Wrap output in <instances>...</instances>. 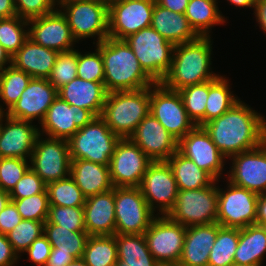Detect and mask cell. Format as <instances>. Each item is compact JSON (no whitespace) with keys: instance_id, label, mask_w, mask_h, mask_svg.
Segmentation results:
<instances>
[{"instance_id":"cell-1","label":"cell","mask_w":266,"mask_h":266,"mask_svg":"<svg viewBox=\"0 0 266 266\" xmlns=\"http://www.w3.org/2000/svg\"><path fill=\"white\" fill-rule=\"evenodd\" d=\"M227 158L259 147L266 141V120L242 101L202 126Z\"/></svg>"},{"instance_id":"cell-2","label":"cell","mask_w":266,"mask_h":266,"mask_svg":"<svg viewBox=\"0 0 266 266\" xmlns=\"http://www.w3.org/2000/svg\"><path fill=\"white\" fill-rule=\"evenodd\" d=\"M96 45L103 59V82L108 93L139 90L156 83L143 70L125 40L107 37Z\"/></svg>"},{"instance_id":"cell-3","label":"cell","mask_w":266,"mask_h":266,"mask_svg":"<svg viewBox=\"0 0 266 266\" xmlns=\"http://www.w3.org/2000/svg\"><path fill=\"white\" fill-rule=\"evenodd\" d=\"M211 45L210 36H199L193 41L175 45L170 70L161 83L170 90L178 91L216 79L219 75L209 70Z\"/></svg>"},{"instance_id":"cell-4","label":"cell","mask_w":266,"mask_h":266,"mask_svg":"<svg viewBox=\"0 0 266 266\" xmlns=\"http://www.w3.org/2000/svg\"><path fill=\"white\" fill-rule=\"evenodd\" d=\"M150 87L107 95L101 118L120 138H129L150 113Z\"/></svg>"},{"instance_id":"cell-5","label":"cell","mask_w":266,"mask_h":266,"mask_svg":"<svg viewBox=\"0 0 266 266\" xmlns=\"http://www.w3.org/2000/svg\"><path fill=\"white\" fill-rule=\"evenodd\" d=\"M140 62L143 70L156 82L169 72L175 45L154 28L147 27L124 39Z\"/></svg>"},{"instance_id":"cell-6","label":"cell","mask_w":266,"mask_h":266,"mask_svg":"<svg viewBox=\"0 0 266 266\" xmlns=\"http://www.w3.org/2000/svg\"><path fill=\"white\" fill-rule=\"evenodd\" d=\"M119 140L100 116L95 117L68 140L70 157L109 166Z\"/></svg>"},{"instance_id":"cell-7","label":"cell","mask_w":266,"mask_h":266,"mask_svg":"<svg viewBox=\"0 0 266 266\" xmlns=\"http://www.w3.org/2000/svg\"><path fill=\"white\" fill-rule=\"evenodd\" d=\"M212 185L195 190H178L167 216L185 227L217 222L218 188Z\"/></svg>"},{"instance_id":"cell-8","label":"cell","mask_w":266,"mask_h":266,"mask_svg":"<svg viewBox=\"0 0 266 266\" xmlns=\"http://www.w3.org/2000/svg\"><path fill=\"white\" fill-rule=\"evenodd\" d=\"M71 33L76 41L95 37L96 44L109 37L108 2L106 0H81L61 4Z\"/></svg>"},{"instance_id":"cell-9","label":"cell","mask_w":266,"mask_h":266,"mask_svg":"<svg viewBox=\"0 0 266 266\" xmlns=\"http://www.w3.org/2000/svg\"><path fill=\"white\" fill-rule=\"evenodd\" d=\"M149 112L178 142L196 126L188 117L179 92L161 82L150 86Z\"/></svg>"},{"instance_id":"cell-10","label":"cell","mask_w":266,"mask_h":266,"mask_svg":"<svg viewBox=\"0 0 266 266\" xmlns=\"http://www.w3.org/2000/svg\"><path fill=\"white\" fill-rule=\"evenodd\" d=\"M115 234H144L154 219L139 187H114Z\"/></svg>"},{"instance_id":"cell-11","label":"cell","mask_w":266,"mask_h":266,"mask_svg":"<svg viewBox=\"0 0 266 266\" xmlns=\"http://www.w3.org/2000/svg\"><path fill=\"white\" fill-rule=\"evenodd\" d=\"M155 0H111L108 2L109 37L124 40L151 26Z\"/></svg>"},{"instance_id":"cell-12","label":"cell","mask_w":266,"mask_h":266,"mask_svg":"<svg viewBox=\"0 0 266 266\" xmlns=\"http://www.w3.org/2000/svg\"><path fill=\"white\" fill-rule=\"evenodd\" d=\"M152 162L130 138H120L109 164L113 187H139Z\"/></svg>"},{"instance_id":"cell-13","label":"cell","mask_w":266,"mask_h":266,"mask_svg":"<svg viewBox=\"0 0 266 266\" xmlns=\"http://www.w3.org/2000/svg\"><path fill=\"white\" fill-rule=\"evenodd\" d=\"M40 137L29 160L30 168L46 185L67 178L71 168L68 141L49 137L44 140Z\"/></svg>"},{"instance_id":"cell-14","label":"cell","mask_w":266,"mask_h":266,"mask_svg":"<svg viewBox=\"0 0 266 266\" xmlns=\"http://www.w3.org/2000/svg\"><path fill=\"white\" fill-rule=\"evenodd\" d=\"M228 184L226 191L218 187L217 223L239 229L255 224L259 195L230 181Z\"/></svg>"},{"instance_id":"cell-15","label":"cell","mask_w":266,"mask_h":266,"mask_svg":"<svg viewBox=\"0 0 266 266\" xmlns=\"http://www.w3.org/2000/svg\"><path fill=\"white\" fill-rule=\"evenodd\" d=\"M139 189L153 212L159 206L157 208L161 215H167L178 195L177 182L168 162H152L141 180ZM154 203L159 204L154 206Z\"/></svg>"},{"instance_id":"cell-16","label":"cell","mask_w":266,"mask_h":266,"mask_svg":"<svg viewBox=\"0 0 266 266\" xmlns=\"http://www.w3.org/2000/svg\"><path fill=\"white\" fill-rule=\"evenodd\" d=\"M186 229L187 227L173 221L167 215L154 217L144 235L148 249L156 261L179 262Z\"/></svg>"},{"instance_id":"cell-17","label":"cell","mask_w":266,"mask_h":266,"mask_svg":"<svg viewBox=\"0 0 266 266\" xmlns=\"http://www.w3.org/2000/svg\"><path fill=\"white\" fill-rule=\"evenodd\" d=\"M95 117L91 111L70 105L57 96L40 123L41 130L49 138L68 141L78 129L83 128Z\"/></svg>"},{"instance_id":"cell-18","label":"cell","mask_w":266,"mask_h":266,"mask_svg":"<svg viewBox=\"0 0 266 266\" xmlns=\"http://www.w3.org/2000/svg\"><path fill=\"white\" fill-rule=\"evenodd\" d=\"M231 157L233 163L228 181L257 195L266 193V141Z\"/></svg>"},{"instance_id":"cell-19","label":"cell","mask_w":266,"mask_h":266,"mask_svg":"<svg viewBox=\"0 0 266 266\" xmlns=\"http://www.w3.org/2000/svg\"><path fill=\"white\" fill-rule=\"evenodd\" d=\"M28 37L40 46L60 52L73 50L74 39L61 10L28 20Z\"/></svg>"},{"instance_id":"cell-20","label":"cell","mask_w":266,"mask_h":266,"mask_svg":"<svg viewBox=\"0 0 266 266\" xmlns=\"http://www.w3.org/2000/svg\"><path fill=\"white\" fill-rule=\"evenodd\" d=\"M178 151L208 172L215 180L221 177L225 156L218 150L209 134L195 126L178 142Z\"/></svg>"},{"instance_id":"cell-21","label":"cell","mask_w":266,"mask_h":266,"mask_svg":"<svg viewBox=\"0 0 266 266\" xmlns=\"http://www.w3.org/2000/svg\"><path fill=\"white\" fill-rule=\"evenodd\" d=\"M129 138L153 162L167 161L178 150V141L150 113Z\"/></svg>"},{"instance_id":"cell-22","label":"cell","mask_w":266,"mask_h":266,"mask_svg":"<svg viewBox=\"0 0 266 266\" xmlns=\"http://www.w3.org/2000/svg\"><path fill=\"white\" fill-rule=\"evenodd\" d=\"M57 96L58 90L47 79L32 78L6 115L31 122L38 118L41 122Z\"/></svg>"},{"instance_id":"cell-23","label":"cell","mask_w":266,"mask_h":266,"mask_svg":"<svg viewBox=\"0 0 266 266\" xmlns=\"http://www.w3.org/2000/svg\"><path fill=\"white\" fill-rule=\"evenodd\" d=\"M6 123L0 130V158H22L29 160L41 135L39 128L31 121L20 120L5 114Z\"/></svg>"},{"instance_id":"cell-24","label":"cell","mask_w":266,"mask_h":266,"mask_svg":"<svg viewBox=\"0 0 266 266\" xmlns=\"http://www.w3.org/2000/svg\"><path fill=\"white\" fill-rule=\"evenodd\" d=\"M84 225L89 236L115 235V200L113 189L86 198Z\"/></svg>"},{"instance_id":"cell-25","label":"cell","mask_w":266,"mask_h":266,"mask_svg":"<svg viewBox=\"0 0 266 266\" xmlns=\"http://www.w3.org/2000/svg\"><path fill=\"white\" fill-rule=\"evenodd\" d=\"M217 233V222L187 227L179 264L181 266H208L210 251Z\"/></svg>"},{"instance_id":"cell-26","label":"cell","mask_w":266,"mask_h":266,"mask_svg":"<svg viewBox=\"0 0 266 266\" xmlns=\"http://www.w3.org/2000/svg\"><path fill=\"white\" fill-rule=\"evenodd\" d=\"M108 92L104 82L87 81L75 78L58 89V96L70 105L91 111L101 116Z\"/></svg>"},{"instance_id":"cell-27","label":"cell","mask_w":266,"mask_h":266,"mask_svg":"<svg viewBox=\"0 0 266 266\" xmlns=\"http://www.w3.org/2000/svg\"><path fill=\"white\" fill-rule=\"evenodd\" d=\"M58 54L57 51L40 46L28 37L12 56V65L32 78L47 79Z\"/></svg>"},{"instance_id":"cell-28","label":"cell","mask_w":266,"mask_h":266,"mask_svg":"<svg viewBox=\"0 0 266 266\" xmlns=\"http://www.w3.org/2000/svg\"><path fill=\"white\" fill-rule=\"evenodd\" d=\"M69 175L86 198L113 189L107 165L83 159H71Z\"/></svg>"},{"instance_id":"cell-29","label":"cell","mask_w":266,"mask_h":266,"mask_svg":"<svg viewBox=\"0 0 266 266\" xmlns=\"http://www.w3.org/2000/svg\"><path fill=\"white\" fill-rule=\"evenodd\" d=\"M151 27L174 45L193 41L199 37L185 14L170 11L155 2Z\"/></svg>"},{"instance_id":"cell-30","label":"cell","mask_w":266,"mask_h":266,"mask_svg":"<svg viewBox=\"0 0 266 266\" xmlns=\"http://www.w3.org/2000/svg\"><path fill=\"white\" fill-rule=\"evenodd\" d=\"M266 252V227L251 224L239 229V243L234 255V263L262 266Z\"/></svg>"},{"instance_id":"cell-31","label":"cell","mask_w":266,"mask_h":266,"mask_svg":"<svg viewBox=\"0 0 266 266\" xmlns=\"http://www.w3.org/2000/svg\"><path fill=\"white\" fill-rule=\"evenodd\" d=\"M118 260L116 266H154L144 234H115Z\"/></svg>"},{"instance_id":"cell-32","label":"cell","mask_w":266,"mask_h":266,"mask_svg":"<svg viewBox=\"0 0 266 266\" xmlns=\"http://www.w3.org/2000/svg\"><path fill=\"white\" fill-rule=\"evenodd\" d=\"M178 190H195L212 185L216 180L178 150L167 160Z\"/></svg>"},{"instance_id":"cell-33","label":"cell","mask_w":266,"mask_h":266,"mask_svg":"<svg viewBox=\"0 0 266 266\" xmlns=\"http://www.w3.org/2000/svg\"><path fill=\"white\" fill-rule=\"evenodd\" d=\"M43 234L57 253L70 254L75 259L83 257L89 237L86 231H70L56 224L44 223Z\"/></svg>"},{"instance_id":"cell-34","label":"cell","mask_w":266,"mask_h":266,"mask_svg":"<svg viewBox=\"0 0 266 266\" xmlns=\"http://www.w3.org/2000/svg\"><path fill=\"white\" fill-rule=\"evenodd\" d=\"M216 3V0H189L185 16L199 36H210L211 27L225 22Z\"/></svg>"},{"instance_id":"cell-35","label":"cell","mask_w":266,"mask_h":266,"mask_svg":"<svg viewBox=\"0 0 266 266\" xmlns=\"http://www.w3.org/2000/svg\"><path fill=\"white\" fill-rule=\"evenodd\" d=\"M229 82L221 75L209 81V95L205 108V124L220 117L240 101L231 94Z\"/></svg>"},{"instance_id":"cell-36","label":"cell","mask_w":266,"mask_h":266,"mask_svg":"<svg viewBox=\"0 0 266 266\" xmlns=\"http://www.w3.org/2000/svg\"><path fill=\"white\" fill-rule=\"evenodd\" d=\"M82 258L88 266H116L118 252L115 235L89 236Z\"/></svg>"},{"instance_id":"cell-37","label":"cell","mask_w":266,"mask_h":266,"mask_svg":"<svg viewBox=\"0 0 266 266\" xmlns=\"http://www.w3.org/2000/svg\"><path fill=\"white\" fill-rule=\"evenodd\" d=\"M239 243V228L218 224V233L210 251L208 266H231Z\"/></svg>"},{"instance_id":"cell-38","label":"cell","mask_w":266,"mask_h":266,"mask_svg":"<svg viewBox=\"0 0 266 266\" xmlns=\"http://www.w3.org/2000/svg\"><path fill=\"white\" fill-rule=\"evenodd\" d=\"M32 77L16 69L13 65L5 67L0 72V98L7 106L9 111L13 105L19 100L22 92L28 86ZM0 112H4L0 105Z\"/></svg>"},{"instance_id":"cell-39","label":"cell","mask_w":266,"mask_h":266,"mask_svg":"<svg viewBox=\"0 0 266 266\" xmlns=\"http://www.w3.org/2000/svg\"><path fill=\"white\" fill-rule=\"evenodd\" d=\"M49 205L76 207L84 206L86 197L70 177L46 185Z\"/></svg>"},{"instance_id":"cell-40","label":"cell","mask_w":266,"mask_h":266,"mask_svg":"<svg viewBox=\"0 0 266 266\" xmlns=\"http://www.w3.org/2000/svg\"><path fill=\"white\" fill-rule=\"evenodd\" d=\"M188 117L196 126L205 124V108L209 95V81L178 90Z\"/></svg>"},{"instance_id":"cell-41","label":"cell","mask_w":266,"mask_h":266,"mask_svg":"<svg viewBox=\"0 0 266 266\" xmlns=\"http://www.w3.org/2000/svg\"><path fill=\"white\" fill-rule=\"evenodd\" d=\"M27 25L28 20L17 15L0 19V43L11 57L28 38V30L23 29Z\"/></svg>"},{"instance_id":"cell-42","label":"cell","mask_w":266,"mask_h":266,"mask_svg":"<svg viewBox=\"0 0 266 266\" xmlns=\"http://www.w3.org/2000/svg\"><path fill=\"white\" fill-rule=\"evenodd\" d=\"M44 223L45 221L22 219L13 230L6 234L7 240L17 255L20 252L24 253L31 243L44 233Z\"/></svg>"},{"instance_id":"cell-43","label":"cell","mask_w":266,"mask_h":266,"mask_svg":"<svg viewBox=\"0 0 266 266\" xmlns=\"http://www.w3.org/2000/svg\"><path fill=\"white\" fill-rule=\"evenodd\" d=\"M77 78V50L60 52L47 80L58 90Z\"/></svg>"},{"instance_id":"cell-44","label":"cell","mask_w":266,"mask_h":266,"mask_svg":"<svg viewBox=\"0 0 266 266\" xmlns=\"http://www.w3.org/2000/svg\"><path fill=\"white\" fill-rule=\"evenodd\" d=\"M45 223H52L70 231H86L84 225L83 206L64 207L49 206L48 218Z\"/></svg>"},{"instance_id":"cell-45","label":"cell","mask_w":266,"mask_h":266,"mask_svg":"<svg viewBox=\"0 0 266 266\" xmlns=\"http://www.w3.org/2000/svg\"><path fill=\"white\" fill-rule=\"evenodd\" d=\"M11 201L15 203L22 219L46 221L48 218L50 205L46 189L42 193Z\"/></svg>"},{"instance_id":"cell-46","label":"cell","mask_w":266,"mask_h":266,"mask_svg":"<svg viewBox=\"0 0 266 266\" xmlns=\"http://www.w3.org/2000/svg\"><path fill=\"white\" fill-rule=\"evenodd\" d=\"M96 53L81 54L77 51V77L87 81L103 82L104 66L100 50Z\"/></svg>"},{"instance_id":"cell-47","label":"cell","mask_w":266,"mask_h":266,"mask_svg":"<svg viewBox=\"0 0 266 266\" xmlns=\"http://www.w3.org/2000/svg\"><path fill=\"white\" fill-rule=\"evenodd\" d=\"M22 158H0V189L10 192L30 168Z\"/></svg>"},{"instance_id":"cell-48","label":"cell","mask_w":266,"mask_h":266,"mask_svg":"<svg viewBox=\"0 0 266 266\" xmlns=\"http://www.w3.org/2000/svg\"><path fill=\"white\" fill-rule=\"evenodd\" d=\"M45 189V182L29 168L9 192V195L10 199H23L42 193Z\"/></svg>"},{"instance_id":"cell-49","label":"cell","mask_w":266,"mask_h":266,"mask_svg":"<svg viewBox=\"0 0 266 266\" xmlns=\"http://www.w3.org/2000/svg\"><path fill=\"white\" fill-rule=\"evenodd\" d=\"M16 15L26 20L44 16L55 10L54 0H14Z\"/></svg>"},{"instance_id":"cell-50","label":"cell","mask_w":266,"mask_h":266,"mask_svg":"<svg viewBox=\"0 0 266 266\" xmlns=\"http://www.w3.org/2000/svg\"><path fill=\"white\" fill-rule=\"evenodd\" d=\"M51 244L47 237L42 234L39 238L35 239L25 252L28 253L29 258L38 266H45L51 252Z\"/></svg>"},{"instance_id":"cell-51","label":"cell","mask_w":266,"mask_h":266,"mask_svg":"<svg viewBox=\"0 0 266 266\" xmlns=\"http://www.w3.org/2000/svg\"><path fill=\"white\" fill-rule=\"evenodd\" d=\"M21 221L22 217L20 216L15 203L10 200L0 212V233L6 235Z\"/></svg>"},{"instance_id":"cell-52","label":"cell","mask_w":266,"mask_h":266,"mask_svg":"<svg viewBox=\"0 0 266 266\" xmlns=\"http://www.w3.org/2000/svg\"><path fill=\"white\" fill-rule=\"evenodd\" d=\"M18 258L6 235L0 233V266H12Z\"/></svg>"},{"instance_id":"cell-53","label":"cell","mask_w":266,"mask_h":266,"mask_svg":"<svg viewBox=\"0 0 266 266\" xmlns=\"http://www.w3.org/2000/svg\"><path fill=\"white\" fill-rule=\"evenodd\" d=\"M75 258L70 254L57 253L51 248L50 256L45 266H66Z\"/></svg>"},{"instance_id":"cell-54","label":"cell","mask_w":266,"mask_h":266,"mask_svg":"<svg viewBox=\"0 0 266 266\" xmlns=\"http://www.w3.org/2000/svg\"><path fill=\"white\" fill-rule=\"evenodd\" d=\"M155 2L170 11L185 14L189 0H155Z\"/></svg>"},{"instance_id":"cell-55","label":"cell","mask_w":266,"mask_h":266,"mask_svg":"<svg viewBox=\"0 0 266 266\" xmlns=\"http://www.w3.org/2000/svg\"><path fill=\"white\" fill-rule=\"evenodd\" d=\"M255 224L266 227V193L258 196Z\"/></svg>"},{"instance_id":"cell-56","label":"cell","mask_w":266,"mask_h":266,"mask_svg":"<svg viewBox=\"0 0 266 266\" xmlns=\"http://www.w3.org/2000/svg\"><path fill=\"white\" fill-rule=\"evenodd\" d=\"M254 9L257 22L266 33V0H258Z\"/></svg>"},{"instance_id":"cell-57","label":"cell","mask_w":266,"mask_h":266,"mask_svg":"<svg viewBox=\"0 0 266 266\" xmlns=\"http://www.w3.org/2000/svg\"><path fill=\"white\" fill-rule=\"evenodd\" d=\"M16 16L14 0H0V19Z\"/></svg>"},{"instance_id":"cell-58","label":"cell","mask_w":266,"mask_h":266,"mask_svg":"<svg viewBox=\"0 0 266 266\" xmlns=\"http://www.w3.org/2000/svg\"><path fill=\"white\" fill-rule=\"evenodd\" d=\"M7 62L12 65V57L0 43V72L5 69Z\"/></svg>"},{"instance_id":"cell-59","label":"cell","mask_w":266,"mask_h":266,"mask_svg":"<svg viewBox=\"0 0 266 266\" xmlns=\"http://www.w3.org/2000/svg\"><path fill=\"white\" fill-rule=\"evenodd\" d=\"M229 1L231 4H234L236 6H239V7H253L255 8V5L257 3L258 0H227Z\"/></svg>"},{"instance_id":"cell-60","label":"cell","mask_w":266,"mask_h":266,"mask_svg":"<svg viewBox=\"0 0 266 266\" xmlns=\"http://www.w3.org/2000/svg\"><path fill=\"white\" fill-rule=\"evenodd\" d=\"M10 200L9 192L0 189V212L5 208Z\"/></svg>"},{"instance_id":"cell-61","label":"cell","mask_w":266,"mask_h":266,"mask_svg":"<svg viewBox=\"0 0 266 266\" xmlns=\"http://www.w3.org/2000/svg\"><path fill=\"white\" fill-rule=\"evenodd\" d=\"M154 266H181L179 262L174 261H156Z\"/></svg>"},{"instance_id":"cell-62","label":"cell","mask_w":266,"mask_h":266,"mask_svg":"<svg viewBox=\"0 0 266 266\" xmlns=\"http://www.w3.org/2000/svg\"><path fill=\"white\" fill-rule=\"evenodd\" d=\"M66 266H88L83 258L74 259L71 263Z\"/></svg>"},{"instance_id":"cell-63","label":"cell","mask_w":266,"mask_h":266,"mask_svg":"<svg viewBox=\"0 0 266 266\" xmlns=\"http://www.w3.org/2000/svg\"><path fill=\"white\" fill-rule=\"evenodd\" d=\"M55 3L58 2L56 5H61V4H65L71 1H81V0H54Z\"/></svg>"},{"instance_id":"cell-64","label":"cell","mask_w":266,"mask_h":266,"mask_svg":"<svg viewBox=\"0 0 266 266\" xmlns=\"http://www.w3.org/2000/svg\"><path fill=\"white\" fill-rule=\"evenodd\" d=\"M231 266H259V265L233 263Z\"/></svg>"},{"instance_id":"cell-65","label":"cell","mask_w":266,"mask_h":266,"mask_svg":"<svg viewBox=\"0 0 266 266\" xmlns=\"http://www.w3.org/2000/svg\"><path fill=\"white\" fill-rule=\"evenodd\" d=\"M3 116H5V112H0V130H1V127H2V121H3V119H4V117Z\"/></svg>"}]
</instances>
